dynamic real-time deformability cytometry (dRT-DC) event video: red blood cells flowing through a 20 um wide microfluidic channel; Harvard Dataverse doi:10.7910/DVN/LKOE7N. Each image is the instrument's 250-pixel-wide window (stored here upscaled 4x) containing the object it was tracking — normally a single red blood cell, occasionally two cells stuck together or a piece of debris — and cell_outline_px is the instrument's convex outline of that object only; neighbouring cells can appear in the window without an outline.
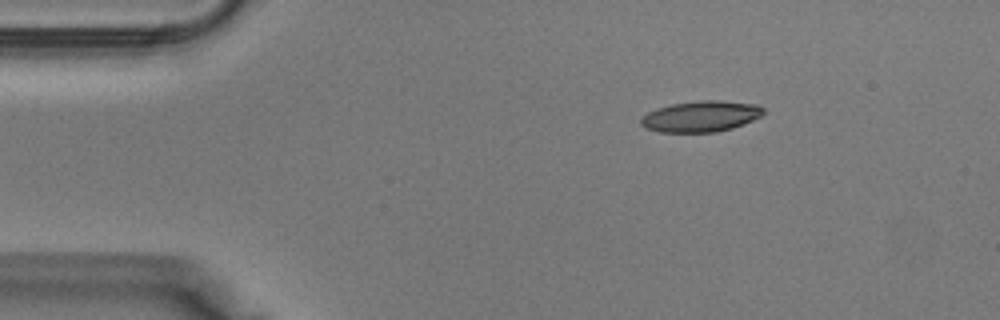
{"species": "Egyptian fruit bat (a non-hibernating species)", "species_latin": "Rousettus aegyptiacus", "temperature_condition": "warm", "stored_images_in_passage": 34, "camera_frame_rate_fps": 3000, "um_per_image_px": 0.085, "animal": {"sex": "male"}, "frame": {"image": 1, "passage_image": 1, "time_ms": 0.0, "image_size_px": [1000, 320], "cell_outline_px": [[764, 112], [760, 116], [752, 120], [732, 128], [716, 132], [660, 132], [648, 128], [640, 124], [640, 120], [648, 112], [656, 108], [672, 104], [700, 100], [720, 100], [760, 104], [764, 108]], "centroid_in_image_um": [59.6, 9.88], "position_along_channel_um": 25.4, "area_um2": 22.08}}
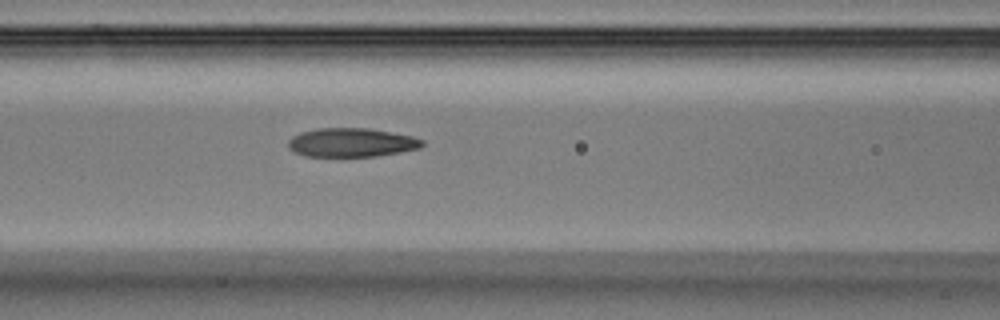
{"frame": {"image": 2, "passage_image": 11, "time_ms": 3.333, "image_size_px": [1000, 320], "cell_outline_px": [[424, 144], [420, 148], [400, 152], [376, 156], [304, 156], [288, 148], [288, 140], [292, 136], [300, 132], [316, 128], [368, 128], [412, 136], [424, 140]], "centroid_in_image_um": [29.86, 12.11], "position_along_channel_um": 136.7, "area_um2": 22.54}}
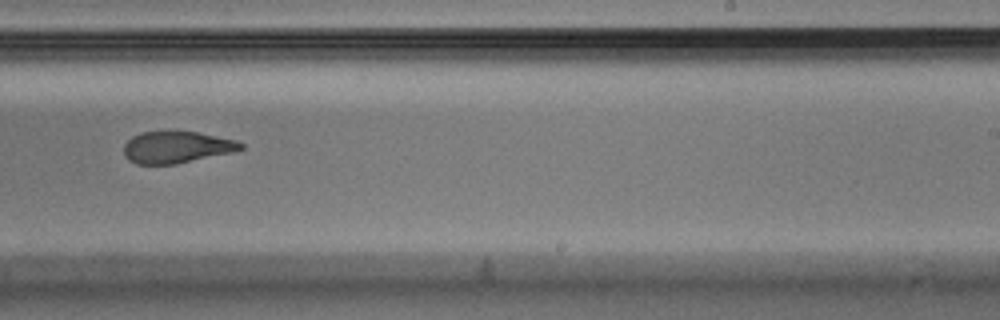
{"frame": {"image": 3, "passage_image": 19, "time_ms": 6.0, "image_size_px": [1000, 320], "cell_outline_px": [[244, 148], [232, 152], [176, 164], [136, 164], [128, 160], [124, 156], [124, 144], [132, 136], [140, 132], [196, 132], [236, 140], [244, 144]], "centroid_in_image_um": [14.98, 12.52], "position_along_channel_um": 274.0, "area_um2": 21.5}}